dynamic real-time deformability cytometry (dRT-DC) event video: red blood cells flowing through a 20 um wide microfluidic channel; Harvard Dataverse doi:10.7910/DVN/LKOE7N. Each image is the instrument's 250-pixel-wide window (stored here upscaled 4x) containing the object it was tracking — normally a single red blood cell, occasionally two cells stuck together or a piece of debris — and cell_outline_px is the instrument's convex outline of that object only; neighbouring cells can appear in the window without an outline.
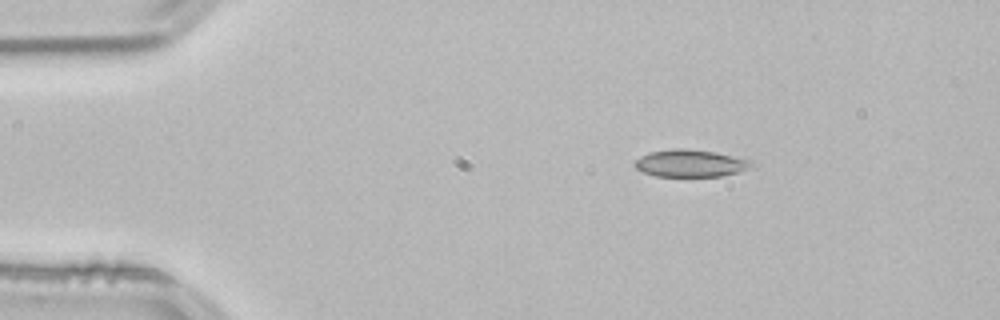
{"species": "common noctule bat (a hibernating species)", "species_latin": "Nyctalus noctula", "temperature_condition": "room temperature", "stored_images_in_passage": 45, "camera_frame_rate_fps": 3000, "um_per_image_px": 0.085, "animal": {"sex": "male", "body_mass_g": 21.5, "forearm_length_mm": 52.0}, "frame": {"image": 1, "passage_image": 1, "time_ms": 0.0, "image_size_px": [1000, 320], "cell_outline_px": [[756, 164], [748, 168], [724, 176], [656, 176], [644, 172], [636, 168], [632, 164], [640, 156], [648, 152], [676, 148], [684, 148], [716, 152], [748, 160]], "centroid_in_image_um": [58.64, 13.87], "position_along_channel_um": 26.4, "area_um2": 18.44}}
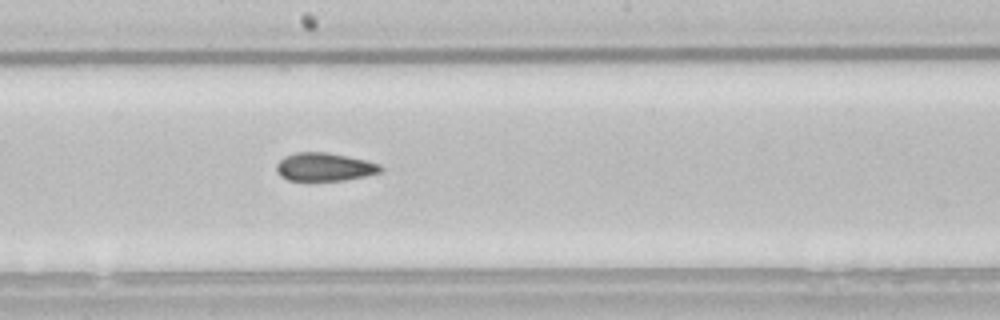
{"frame": {"image": 2, "passage_image": 21, "time_ms": 6.667, "image_size_px": [1000, 320], "cell_outline_px": [[384, 168], [380, 172], [364, 176], [344, 180], [288, 180], [280, 176], [276, 168], [276, 164], [284, 156], [296, 152], [328, 152], [368, 160], [380, 164]], "centroid_in_image_um": [27.59, 14.17], "position_along_channel_um": 220.6, "area_um2": 17.17}}
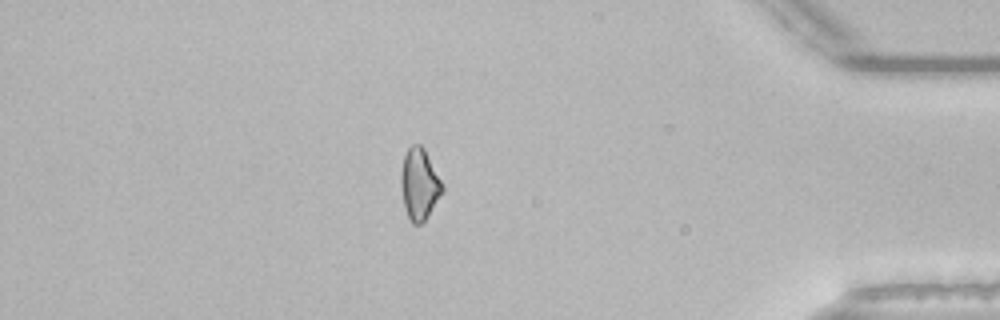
{"frame": {"image": 3, "passage_image": 38, "time_ms": 12.333, "image_size_px": [1000, 320], "cell_outline_px": [[444, 192], [428, 216], [420, 224], [412, 224], [404, 208], [400, 184], [400, 176], [404, 156], [408, 148], [412, 144], [420, 144], [424, 148], [444, 184]], "centroid_in_image_um": [35.66, 15.66], "position_along_channel_um": 399.5, "area_um2": 17.46}, "authors_computed_cell_mechanics": {"area_um2": 17.4556, "velocity_mm_per_s": 3.8453, "shape_relaxation_time_tau1_ms": 10.1682, "shape_relaxation_time_tau2_ms": 4.1128, "deformation_change_tau1": 0.1657, "deformation_change_tau2": 0.1027}}